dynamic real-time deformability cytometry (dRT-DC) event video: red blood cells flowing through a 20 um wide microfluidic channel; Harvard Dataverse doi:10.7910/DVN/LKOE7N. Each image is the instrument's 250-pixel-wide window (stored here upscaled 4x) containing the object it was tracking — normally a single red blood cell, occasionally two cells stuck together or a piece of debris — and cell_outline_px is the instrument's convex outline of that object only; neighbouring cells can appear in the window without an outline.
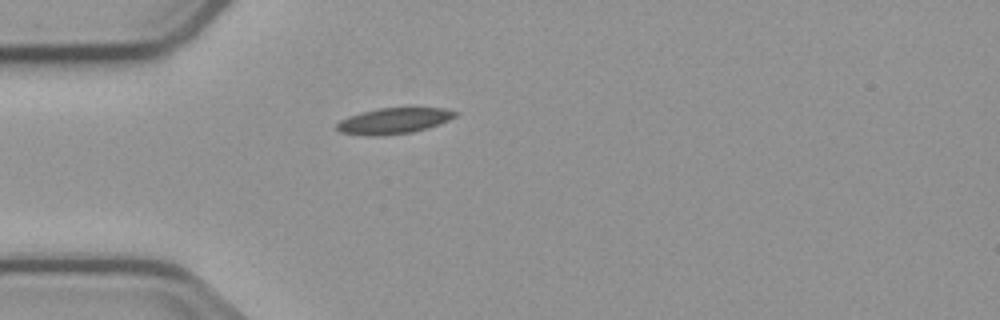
{"species": "common noctule bat (a hibernating species)", "species_latin": "Nyctalus noctula", "temperature_condition": "cold", "stored_images_in_passage": 5, "camera_frame_rate_fps": 3000, "um_per_image_px": 0.085, "animal": {"sex": "male", "body_mass_g": 23.1, "forearm_length_mm": 52.7}, "frame": {"image": 1, "passage_image": 4, "time_ms": 6.667, "image_size_px": [1000, 320], "cell_outline_px": [[460, 112], [456, 116], [448, 120], [428, 128], [412, 132], [380, 136], [368, 136], [340, 132], [336, 128], [336, 124], [340, 120], [348, 116], [360, 112], [380, 108], [444, 108]], "centroid_in_image_um": [33.46, 10.27], "position_along_channel_um": 51.5, "area_um2": 17.92}}